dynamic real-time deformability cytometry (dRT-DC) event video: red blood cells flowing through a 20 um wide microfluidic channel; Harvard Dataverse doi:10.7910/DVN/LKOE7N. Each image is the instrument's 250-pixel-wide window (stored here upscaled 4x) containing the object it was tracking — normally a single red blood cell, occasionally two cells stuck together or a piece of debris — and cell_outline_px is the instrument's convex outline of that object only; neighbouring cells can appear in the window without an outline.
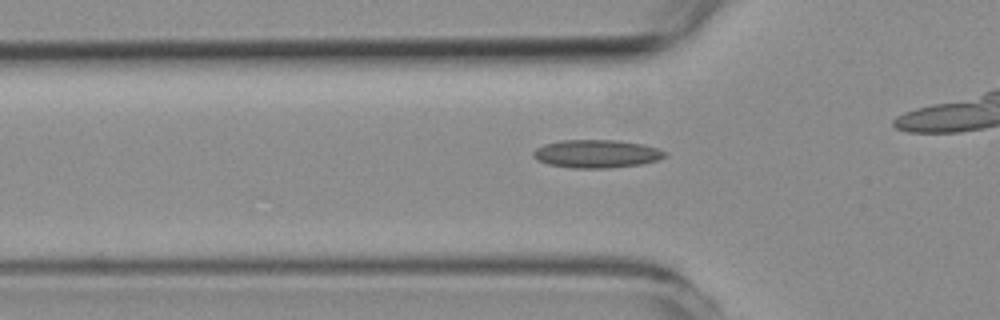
{"species": "common noctule bat (a hibernating species)", "species_latin": "Nyctalus noctula", "temperature_condition": "room temperature", "stored_images_in_passage": 36, "camera_frame_rate_fps": 3000, "um_per_image_px": 0.085, "animal": {"sex": "female", "body_mass_g": 19.3, "forearm_length_mm": 54.1}, "frame": {"image": 1, "passage_image": 3, "time_ms": 0.667, "image_size_px": [1000, 320], "cell_outline_px": [[668, 152], [664, 156], [656, 160], [640, 164], [608, 168], [572, 168], [548, 164], [536, 160], [532, 156], [532, 152], [536, 148], [544, 144], [560, 140], [620, 140], [644, 144]], "centroid_in_image_um": [50.66, 13.06], "position_along_channel_um": 75.1, "area_um2": 21.62}}
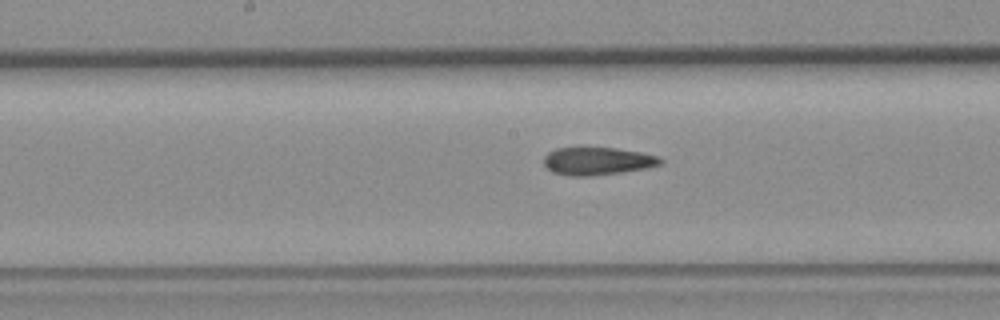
{"frame": {"image": 2, "passage_image": 13, "time_ms": 4.0, "image_size_px": [1000, 320], "cell_outline_px": [[664, 160], [660, 164], [644, 168], [620, 172], [592, 176], [568, 176], [552, 172], [544, 164], [544, 156], [548, 152], [556, 148], [580, 144], [616, 148], [640, 152], [660, 156]], "centroid_in_image_um": [50.72, 13.64], "position_along_channel_um": 197.5, "area_um2": 19.65}}
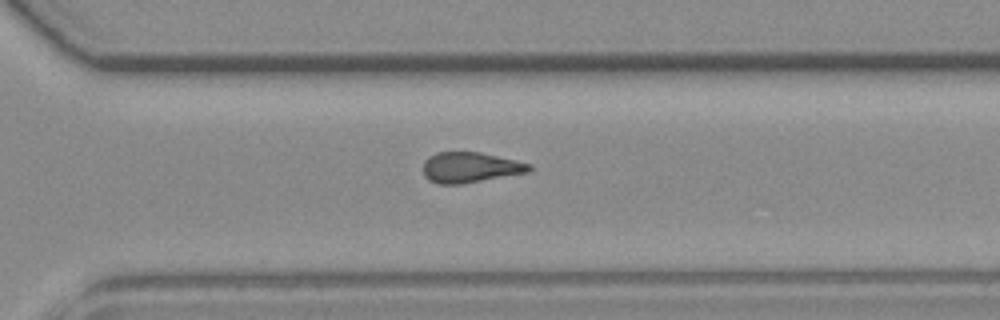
{"frame": {"image": 3, "passage_image": 24, "time_ms": 7.667, "image_size_px": [1000, 320], "cell_outline_px": [[532, 168], [528, 172], [464, 184], [440, 184], [428, 180], [424, 176], [424, 160], [428, 156], [436, 152], [480, 152], [516, 160], [532, 164]], "centroid_in_image_um": [39.96, 14.23], "position_along_channel_um": 330.6, "area_um2": 18.96}}